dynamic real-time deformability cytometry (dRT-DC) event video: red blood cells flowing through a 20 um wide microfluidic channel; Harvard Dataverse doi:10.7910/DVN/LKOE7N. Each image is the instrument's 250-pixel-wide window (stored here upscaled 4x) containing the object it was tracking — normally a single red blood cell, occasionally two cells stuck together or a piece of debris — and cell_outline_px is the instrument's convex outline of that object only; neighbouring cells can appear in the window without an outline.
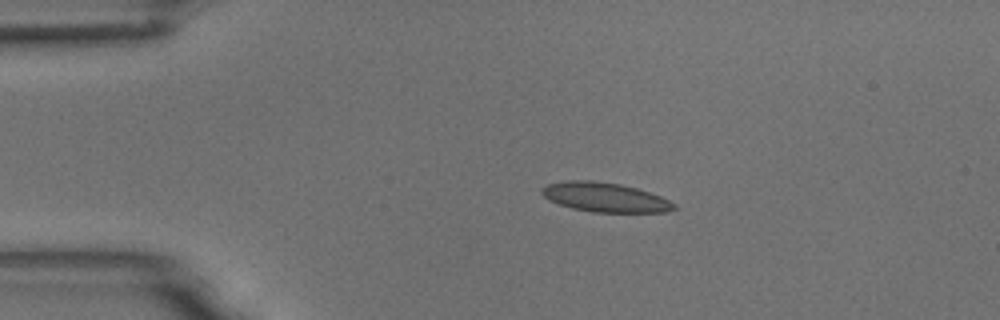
{"species": "common noctule bat (a hibernating species)", "species_latin": "Nyctalus noctula", "temperature_condition": "room temperature", "stored_images_in_passage": 8, "camera_frame_rate_fps": 3000, "um_per_image_px": 0.085, "animal": {"sex": "male", "body_mass_g": 18.8}, "frame": {"image": 1, "passage_image": 1, "time_ms": 0.0, "image_size_px": [1000, 320], "cell_outline_px": [[676, 208], [664, 212], [592, 212], [572, 208], [548, 200], [540, 192], [540, 188], [548, 184], [568, 180], [592, 180], [620, 184], [636, 188], [660, 196], [676, 204]], "centroid_in_image_um": [51.39, 16.76], "position_along_channel_um": 33.6, "area_um2": 22.54}}
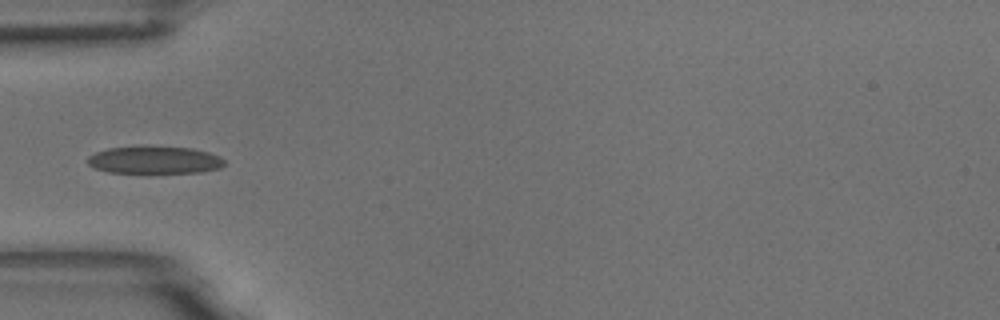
{"frame": {"image": 2, "passage_image": 3, "time_ms": 0.667, "image_size_px": [1000, 320], "cell_outline_px": [[224, 164], [220, 168], [200, 172], [108, 172], [96, 168], [88, 164], [88, 156], [96, 152], [108, 148], [192, 148], [208, 152], [220, 156], [224, 160]], "centroid_in_image_um": [13.16, 13.62], "position_along_channel_um": 71.8, "area_um2": 21.04}}
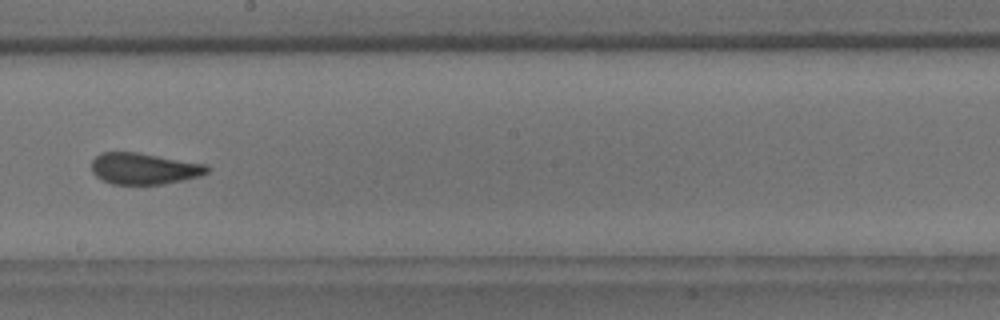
{"frame": {"image": 3, "passage_image": 7, "time_ms": 2.0, "image_size_px": [1000, 320], "cell_outline_px": [[208, 172], [200, 176], [184, 180], [164, 184], [112, 184], [96, 176], [92, 172], [92, 160], [100, 152], [136, 152], [208, 164]], "centroid_in_image_um": [12.25, 14.33], "position_along_channel_um": 235.9, "area_um2": 21.15}}